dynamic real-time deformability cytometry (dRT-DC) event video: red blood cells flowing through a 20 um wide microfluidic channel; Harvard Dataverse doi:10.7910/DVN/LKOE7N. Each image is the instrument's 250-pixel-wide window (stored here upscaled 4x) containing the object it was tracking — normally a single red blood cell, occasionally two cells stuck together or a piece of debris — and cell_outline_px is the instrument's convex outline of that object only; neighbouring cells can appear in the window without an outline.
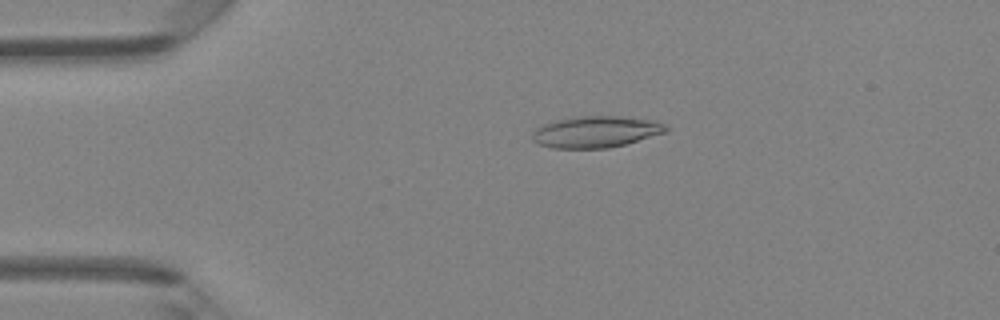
{"species": "Egyptian fruit bat (a non-hibernating species)", "species_latin": "Rousettus aegyptiacus", "temperature_condition": "room temperature", "stored_images_in_passage": 47, "camera_frame_rate_fps": 3000, "um_per_image_px": 0.085, "animal": {"sex": "female"}, "frame": {"image": 1, "passage_image": 10, "time_ms": 3.0, "image_size_px": [1000, 320], "cell_outline_px": [[668, 132], [624, 144], [608, 148], [552, 148], [536, 144], [532, 140], [532, 132], [536, 128], [544, 124], [556, 120], [572, 116], [620, 116], [656, 120], [664, 124], [668, 128]], "centroid_in_image_um": [50.64, 11.2], "position_along_channel_um": 34.4, "area_um2": 24.74}}
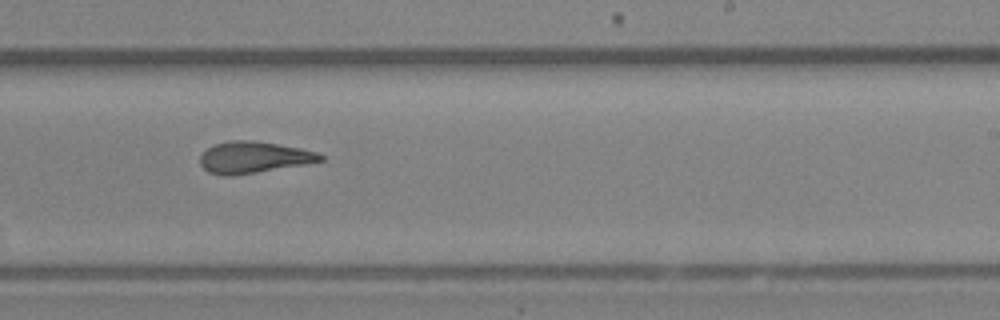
{"frame": {"image": 2, "passage_image": 29, "time_ms": 9.333, "image_size_px": [1000, 320], "cell_outline_px": [[324, 160], [304, 164], [232, 176], [224, 176], [208, 172], [200, 164], [200, 156], [212, 144], [232, 140], [256, 140], [300, 148], [316, 152], [324, 156]], "centroid_in_image_um": [21.53, 13.36], "position_along_channel_um": 267.5, "area_um2": 22.02}}
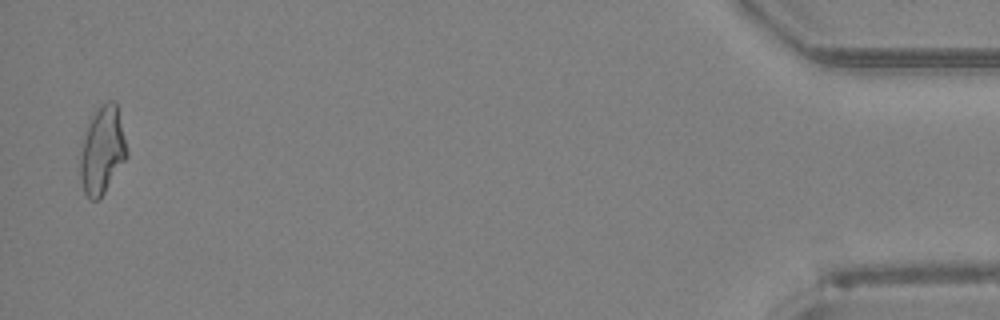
{"frame": {"image": 3, "passage_image": 46, "time_ms": 15.0, "image_size_px": [1000, 320], "cell_outline_px": [[128, 156], [100, 200], [92, 200], [84, 192], [80, 176], [80, 152], [84, 136], [92, 116], [100, 104], [108, 100], [116, 100], [128, 152]], "centroid_in_image_um": [8.7, 12.78], "position_along_channel_um": 426.5, "area_um2": 23.81}, "authors_computed_cell_mechanics": {"area_um2": 22.4842, "velocity_mm_per_s": 4.3485, "shape_relaxation_time_tau1_ms": 7.3772, "shape_relaxation_time_tau2_ms": 2.1737, "deformation_change_tau1": 0.2491, "deformation_change_tau2": 0.1056}}